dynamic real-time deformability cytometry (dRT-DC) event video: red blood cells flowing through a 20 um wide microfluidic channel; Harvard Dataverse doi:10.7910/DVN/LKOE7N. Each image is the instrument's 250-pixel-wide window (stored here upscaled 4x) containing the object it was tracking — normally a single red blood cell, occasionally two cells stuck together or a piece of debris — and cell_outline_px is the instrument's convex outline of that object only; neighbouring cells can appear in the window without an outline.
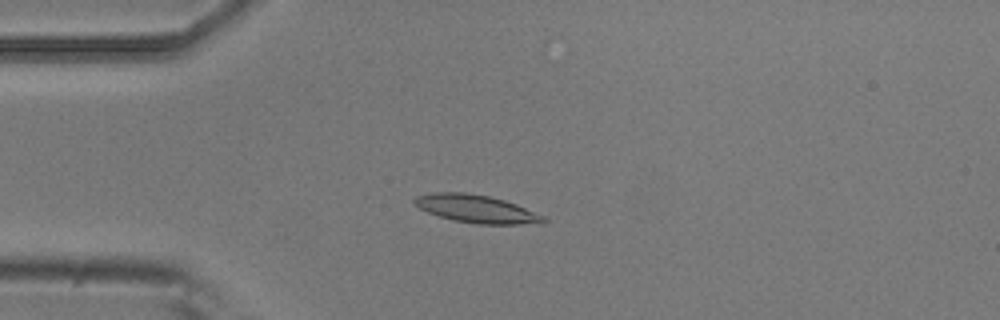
{"species": "common noctule bat (a hibernating species)", "species_latin": "Nyctalus noctula", "temperature_condition": "room temperature", "stored_images_in_passage": 4, "camera_frame_rate_fps": 3000, "um_per_image_px": 0.085, "animal": {"sex": "male", "body_mass_g": 20.5, "forearm_length_mm": 52.5}, "frame": {"image": 1, "passage_image": 3, "time_ms": 0.667, "image_size_px": [1000, 320], "cell_outline_px": [[548, 220], [520, 224], [476, 224], [452, 220], [428, 212], [420, 208], [412, 200], [416, 196], [432, 192], [464, 192], [488, 196], [504, 200], [516, 204], [544, 216]], "centroid_in_image_um": [40.43, 17.74], "position_along_channel_um": 44.6, "area_um2": 20.63}}